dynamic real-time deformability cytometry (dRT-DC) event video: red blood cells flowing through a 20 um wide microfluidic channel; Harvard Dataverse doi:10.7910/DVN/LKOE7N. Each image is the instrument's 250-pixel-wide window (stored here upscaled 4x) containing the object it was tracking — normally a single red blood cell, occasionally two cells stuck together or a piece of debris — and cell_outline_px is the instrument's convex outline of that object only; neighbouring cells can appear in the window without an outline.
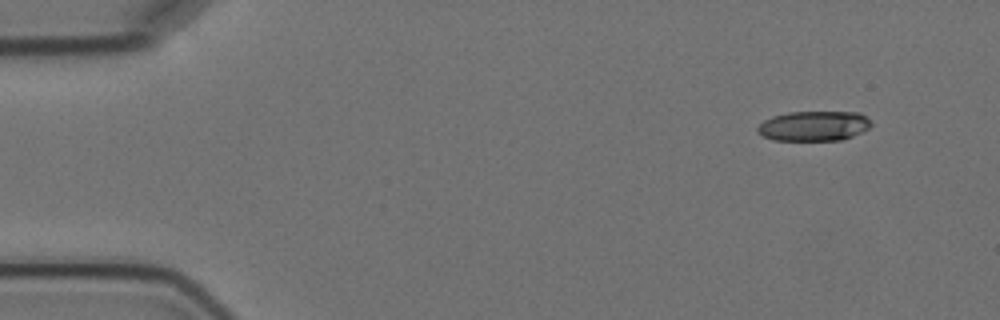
{"species": "Egyptian fruit bat (a non-hibernating species)", "species_latin": "Rousettus aegyptiacus", "temperature_condition": "cold", "stored_images_in_passage": 4, "segment_of_instrument_passage": [2, 2], "camera_frame_rate_fps": 3000, "um_per_image_px": 0.085, "animal": {"sex": "female"}, "frame": {"image": 1, "passage_image": 4, "time_ms": 7.333, "image_size_px": [1000, 320], "cell_outline_px": [[872, 124], [868, 128], [852, 136], [840, 140], [772, 140], [756, 132], [756, 128], [764, 120], [772, 116], [788, 112], [860, 112]], "centroid_in_image_um": [69.13, 10.7], "position_along_channel_um": 15.9, "area_um2": 19.71}}